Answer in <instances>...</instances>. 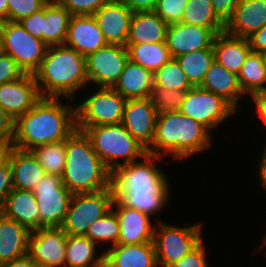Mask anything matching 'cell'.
I'll return each mask as SVG.
<instances>
[{
  "label": "cell",
  "instance_id": "21",
  "mask_svg": "<svg viewBox=\"0 0 266 267\" xmlns=\"http://www.w3.org/2000/svg\"><path fill=\"white\" fill-rule=\"evenodd\" d=\"M266 25V0H238L225 32L235 37L248 38Z\"/></svg>",
  "mask_w": 266,
  "mask_h": 267
},
{
  "label": "cell",
  "instance_id": "51",
  "mask_svg": "<svg viewBox=\"0 0 266 267\" xmlns=\"http://www.w3.org/2000/svg\"><path fill=\"white\" fill-rule=\"evenodd\" d=\"M0 267H39L38 264L27 254L19 259L12 260L0 265Z\"/></svg>",
  "mask_w": 266,
  "mask_h": 267
},
{
  "label": "cell",
  "instance_id": "20",
  "mask_svg": "<svg viewBox=\"0 0 266 267\" xmlns=\"http://www.w3.org/2000/svg\"><path fill=\"white\" fill-rule=\"evenodd\" d=\"M65 46L84 57L107 45L93 15L72 16L68 26Z\"/></svg>",
  "mask_w": 266,
  "mask_h": 267
},
{
  "label": "cell",
  "instance_id": "9",
  "mask_svg": "<svg viewBox=\"0 0 266 267\" xmlns=\"http://www.w3.org/2000/svg\"><path fill=\"white\" fill-rule=\"evenodd\" d=\"M111 187L97 192L73 194L61 228L69 235L84 236L90 225L112 209Z\"/></svg>",
  "mask_w": 266,
  "mask_h": 267
},
{
  "label": "cell",
  "instance_id": "58",
  "mask_svg": "<svg viewBox=\"0 0 266 267\" xmlns=\"http://www.w3.org/2000/svg\"><path fill=\"white\" fill-rule=\"evenodd\" d=\"M108 1H114V2H124V0H108Z\"/></svg>",
  "mask_w": 266,
  "mask_h": 267
},
{
  "label": "cell",
  "instance_id": "36",
  "mask_svg": "<svg viewBox=\"0 0 266 267\" xmlns=\"http://www.w3.org/2000/svg\"><path fill=\"white\" fill-rule=\"evenodd\" d=\"M30 151L47 174L63 176L66 164L65 140L36 146Z\"/></svg>",
  "mask_w": 266,
  "mask_h": 267
},
{
  "label": "cell",
  "instance_id": "39",
  "mask_svg": "<svg viewBox=\"0 0 266 267\" xmlns=\"http://www.w3.org/2000/svg\"><path fill=\"white\" fill-rule=\"evenodd\" d=\"M187 90H172L153 86L150 99L158 113L180 111Z\"/></svg>",
  "mask_w": 266,
  "mask_h": 267
},
{
  "label": "cell",
  "instance_id": "35",
  "mask_svg": "<svg viewBox=\"0 0 266 267\" xmlns=\"http://www.w3.org/2000/svg\"><path fill=\"white\" fill-rule=\"evenodd\" d=\"M192 86H200L206 72L215 61L213 46L176 57Z\"/></svg>",
  "mask_w": 266,
  "mask_h": 267
},
{
  "label": "cell",
  "instance_id": "12",
  "mask_svg": "<svg viewBox=\"0 0 266 267\" xmlns=\"http://www.w3.org/2000/svg\"><path fill=\"white\" fill-rule=\"evenodd\" d=\"M180 112L212 130L233 115L236 109L222 96L193 86L185 92Z\"/></svg>",
  "mask_w": 266,
  "mask_h": 267
},
{
  "label": "cell",
  "instance_id": "15",
  "mask_svg": "<svg viewBox=\"0 0 266 267\" xmlns=\"http://www.w3.org/2000/svg\"><path fill=\"white\" fill-rule=\"evenodd\" d=\"M158 111L150 98L127 99L122 124L146 149L151 147L156 131Z\"/></svg>",
  "mask_w": 266,
  "mask_h": 267
},
{
  "label": "cell",
  "instance_id": "57",
  "mask_svg": "<svg viewBox=\"0 0 266 267\" xmlns=\"http://www.w3.org/2000/svg\"><path fill=\"white\" fill-rule=\"evenodd\" d=\"M2 52L1 33H0V53Z\"/></svg>",
  "mask_w": 266,
  "mask_h": 267
},
{
  "label": "cell",
  "instance_id": "46",
  "mask_svg": "<svg viewBox=\"0 0 266 267\" xmlns=\"http://www.w3.org/2000/svg\"><path fill=\"white\" fill-rule=\"evenodd\" d=\"M203 241L170 267H208Z\"/></svg>",
  "mask_w": 266,
  "mask_h": 267
},
{
  "label": "cell",
  "instance_id": "5",
  "mask_svg": "<svg viewBox=\"0 0 266 267\" xmlns=\"http://www.w3.org/2000/svg\"><path fill=\"white\" fill-rule=\"evenodd\" d=\"M66 164L62 183L72 194L110 188L111 171L93 150L83 131L75 130L65 140Z\"/></svg>",
  "mask_w": 266,
  "mask_h": 267
},
{
  "label": "cell",
  "instance_id": "47",
  "mask_svg": "<svg viewBox=\"0 0 266 267\" xmlns=\"http://www.w3.org/2000/svg\"><path fill=\"white\" fill-rule=\"evenodd\" d=\"M15 121L0 107V151L12 147Z\"/></svg>",
  "mask_w": 266,
  "mask_h": 267
},
{
  "label": "cell",
  "instance_id": "37",
  "mask_svg": "<svg viewBox=\"0 0 266 267\" xmlns=\"http://www.w3.org/2000/svg\"><path fill=\"white\" fill-rule=\"evenodd\" d=\"M119 228L118 216L112 208L102 218L93 222L84 236L96 245L101 241H110L112 246H115L118 245Z\"/></svg>",
  "mask_w": 266,
  "mask_h": 267
},
{
  "label": "cell",
  "instance_id": "16",
  "mask_svg": "<svg viewBox=\"0 0 266 267\" xmlns=\"http://www.w3.org/2000/svg\"><path fill=\"white\" fill-rule=\"evenodd\" d=\"M41 98L33 74L25 73L17 80L0 85V107L14 121L28 112Z\"/></svg>",
  "mask_w": 266,
  "mask_h": 267
},
{
  "label": "cell",
  "instance_id": "4",
  "mask_svg": "<svg viewBox=\"0 0 266 267\" xmlns=\"http://www.w3.org/2000/svg\"><path fill=\"white\" fill-rule=\"evenodd\" d=\"M210 132L206 126L180 111L158 113L155 137L147 153L156 156L171 153L173 159L181 160L209 148Z\"/></svg>",
  "mask_w": 266,
  "mask_h": 267
},
{
  "label": "cell",
  "instance_id": "26",
  "mask_svg": "<svg viewBox=\"0 0 266 267\" xmlns=\"http://www.w3.org/2000/svg\"><path fill=\"white\" fill-rule=\"evenodd\" d=\"M30 233L0 212V265L28 254Z\"/></svg>",
  "mask_w": 266,
  "mask_h": 267
},
{
  "label": "cell",
  "instance_id": "3",
  "mask_svg": "<svg viewBox=\"0 0 266 267\" xmlns=\"http://www.w3.org/2000/svg\"><path fill=\"white\" fill-rule=\"evenodd\" d=\"M41 97L73 100L74 92L88 82L86 57L65 45L48 46L40 67L33 74Z\"/></svg>",
  "mask_w": 266,
  "mask_h": 267
},
{
  "label": "cell",
  "instance_id": "7",
  "mask_svg": "<svg viewBox=\"0 0 266 267\" xmlns=\"http://www.w3.org/2000/svg\"><path fill=\"white\" fill-rule=\"evenodd\" d=\"M2 52L9 54L24 73L34 74L45 57L46 43L29 34L18 22L0 21Z\"/></svg>",
  "mask_w": 266,
  "mask_h": 267
},
{
  "label": "cell",
  "instance_id": "23",
  "mask_svg": "<svg viewBox=\"0 0 266 267\" xmlns=\"http://www.w3.org/2000/svg\"><path fill=\"white\" fill-rule=\"evenodd\" d=\"M104 267H157L153 242L111 246L104 250Z\"/></svg>",
  "mask_w": 266,
  "mask_h": 267
},
{
  "label": "cell",
  "instance_id": "34",
  "mask_svg": "<svg viewBox=\"0 0 266 267\" xmlns=\"http://www.w3.org/2000/svg\"><path fill=\"white\" fill-rule=\"evenodd\" d=\"M181 22L208 28L215 35L225 30V24L214 13L211 0H188Z\"/></svg>",
  "mask_w": 266,
  "mask_h": 267
},
{
  "label": "cell",
  "instance_id": "42",
  "mask_svg": "<svg viewBox=\"0 0 266 267\" xmlns=\"http://www.w3.org/2000/svg\"><path fill=\"white\" fill-rule=\"evenodd\" d=\"M72 16L93 15L108 0H55Z\"/></svg>",
  "mask_w": 266,
  "mask_h": 267
},
{
  "label": "cell",
  "instance_id": "50",
  "mask_svg": "<svg viewBox=\"0 0 266 267\" xmlns=\"http://www.w3.org/2000/svg\"><path fill=\"white\" fill-rule=\"evenodd\" d=\"M159 0H124L132 12L153 11Z\"/></svg>",
  "mask_w": 266,
  "mask_h": 267
},
{
  "label": "cell",
  "instance_id": "53",
  "mask_svg": "<svg viewBox=\"0 0 266 267\" xmlns=\"http://www.w3.org/2000/svg\"><path fill=\"white\" fill-rule=\"evenodd\" d=\"M261 162L259 163V175L261 178V184L266 190V147L262 153Z\"/></svg>",
  "mask_w": 266,
  "mask_h": 267
},
{
  "label": "cell",
  "instance_id": "32",
  "mask_svg": "<svg viewBox=\"0 0 266 267\" xmlns=\"http://www.w3.org/2000/svg\"><path fill=\"white\" fill-rule=\"evenodd\" d=\"M240 87L245 94L251 97L266 92V69L263 56L251 51L238 73Z\"/></svg>",
  "mask_w": 266,
  "mask_h": 267
},
{
  "label": "cell",
  "instance_id": "40",
  "mask_svg": "<svg viewBox=\"0 0 266 267\" xmlns=\"http://www.w3.org/2000/svg\"><path fill=\"white\" fill-rule=\"evenodd\" d=\"M50 0H7L8 21L19 22L42 9Z\"/></svg>",
  "mask_w": 266,
  "mask_h": 267
},
{
  "label": "cell",
  "instance_id": "43",
  "mask_svg": "<svg viewBox=\"0 0 266 267\" xmlns=\"http://www.w3.org/2000/svg\"><path fill=\"white\" fill-rule=\"evenodd\" d=\"M24 74L17 62L9 54L0 53V85L17 80Z\"/></svg>",
  "mask_w": 266,
  "mask_h": 267
},
{
  "label": "cell",
  "instance_id": "11",
  "mask_svg": "<svg viewBox=\"0 0 266 267\" xmlns=\"http://www.w3.org/2000/svg\"><path fill=\"white\" fill-rule=\"evenodd\" d=\"M36 197L41 227H61L73 194L62 183V177L46 174L32 190Z\"/></svg>",
  "mask_w": 266,
  "mask_h": 267
},
{
  "label": "cell",
  "instance_id": "29",
  "mask_svg": "<svg viewBox=\"0 0 266 267\" xmlns=\"http://www.w3.org/2000/svg\"><path fill=\"white\" fill-rule=\"evenodd\" d=\"M200 87L222 96L236 110L240 97L245 95L240 87L238 75L226 70L214 61L205 74Z\"/></svg>",
  "mask_w": 266,
  "mask_h": 267
},
{
  "label": "cell",
  "instance_id": "52",
  "mask_svg": "<svg viewBox=\"0 0 266 267\" xmlns=\"http://www.w3.org/2000/svg\"><path fill=\"white\" fill-rule=\"evenodd\" d=\"M253 97V101L256 103L257 113L262 118L264 123H266V92L258 93Z\"/></svg>",
  "mask_w": 266,
  "mask_h": 267
},
{
  "label": "cell",
  "instance_id": "2",
  "mask_svg": "<svg viewBox=\"0 0 266 267\" xmlns=\"http://www.w3.org/2000/svg\"><path fill=\"white\" fill-rule=\"evenodd\" d=\"M59 98H41L14 123L12 146L30 151L36 146L66 140L76 130L75 107Z\"/></svg>",
  "mask_w": 266,
  "mask_h": 267
},
{
  "label": "cell",
  "instance_id": "17",
  "mask_svg": "<svg viewBox=\"0 0 266 267\" xmlns=\"http://www.w3.org/2000/svg\"><path fill=\"white\" fill-rule=\"evenodd\" d=\"M215 34L208 28L188 23L169 24L167 29L166 44L171 58L210 48Z\"/></svg>",
  "mask_w": 266,
  "mask_h": 267
},
{
  "label": "cell",
  "instance_id": "49",
  "mask_svg": "<svg viewBox=\"0 0 266 267\" xmlns=\"http://www.w3.org/2000/svg\"><path fill=\"white\" fill-rule=\"evenodd\" d=\"M248 40L253 52L260 54L266 52V25H264L260 30L254 32L250 37H248Z\"/></svg>",
  "mask_w": 266,
  "mask_h": 267
},
{
  "label": "cell",
  "instance_id": "25",
  "mask_svg": "<svg viewBox=\"0 0 266 267\" xmlns=\"http://www.w3.org/2000/svg\"><path fill=\"white\" fill-rule=\"evenodd\" d=\"M212 46L215 61L237 75L252 51L248 38L235 37L225 31L216 34Z\"/></svg>",
  "mask_w": 266,
  "mask_h": 267
},
{
  "label": "cell",
  "instance_id": "24",
  "mask_svg": "<svg viewBox=\"0 0 266 267\" xmlns=\"http://www.w3.org/2000/svg\"><path fill=\"white\" fill-rule=\"evenodd\" d=\"M0 212L26 227L30 232L40 228L39 210L32 191L14 188L6 196Z\"/></svg>",
  "mask_w": 266,
  "mask_h": 267
},
{
  "label": "cell",
  "instance_id": "54",
  "mask_svg": "<svg viewBox=\"0 0 266 267\" xmlns=\"http://www.w3.org/2000/svg\"><path fill=\"white\" fill-rule=\"evenodd\" d=\"M0 21H8V2L0 0Z\"/></svg>",
  "mask_w": 266,
  "mask_h": 267
},
{
  "label": "cell",
  "instance_id": "56",
  "mask_svg": "<svg viewBox=\"0 0 266 267\" xmlns=\"http://www.w3.org/2000/svg\"><path fill=\"white\" fill-rule=\"evenodd\" d=\"M265 235H266V234H265ZM263 245H264V246L266 245V236H265V238H264V240H263V242H262V244H261V246H260L259 248H262Z\"/></svg>",
  "mask_w": 266,
  "mask_h": 267
},
{
  "label": "cell",
  "instance_id": "31",
  "mask_svg": "<svg viewBox=\"0 0 266 267\" xmlns=\"http://www.w3.org/2000/svg\"><path fill=\"white\" fill-rule=\"evenodd\" d=\"M72 15L55 0L45 5L44 42L47 46L64 45Z\"/></svg>",
  "mask_w": 266,
  "mask_h": 267
},
{
  "label": "cell",
  "instance_id": "14",
  "mask_svg": "<svg viewBox=\"0 0 266 267\" xmlns=\"http://www.w3.org/2000/svg\"><path fill=\"white\" fill-rule=\"evenodd\" d=\"M66 239L61 227H41L30 233L28 255L39 267H65Z\"/></svg>",
  "mask_w": 266,
  "mask_h": 267
},
{
  "label": "cell",
  "instance_id": "30",
  "mask_svg": "<svg viewBox=\"0 0 266 267\" xmlns=\"http://www.w3.org/2000/svg\"><path fill=\"white\" fill-rule=\"evenodd\" d=\"M96 244L82 235L66 239L65 267H104V254L95 258Z\"/></svg>",
  "mask_w": 266,
  "mask_h": 267
},
{
  "label": "cell",
  "instance_id": "45",
  "mask_svg": "<svg viewBox=\"0 0 266 267\" xmlns=\"http://www.w3.org/2000/svg\"><path fill=\"white\" fill-rule=\"evenodd\" d=\"M12 170L9 160L0 152V208L13 190Z\"/></svg>",
  "mask_w": 266,
  "mask_h": 267
},
{
  "label": "cell",
  "instance_id": "33",
  "mask_svg": "<svg viewBox=\"0 0 266 267\" xmlns=\"http://www.w3.org/2000/svg\"><path fill=\"white\" fill-rule=\"evenodd\" d=\"M129 60L141 65L153 74L167 63L171 56L166 43L126 45Z\"/></svg>",
  "mask_w": 266,
  "mask_h": 267
},
{
  "label": "cell",
  "instance_id": "10",
  "mask_svg": "<svg viewBox=\"0 0 266 267\" xmlns=\"http://www.w3.org/2000/svg\"><path fill=\"white\" fill-rule=\"evenodd\" d=\"M157 223L159 228L155 227L153 243L158 266L170 267L202 241L201 224L178 228L161 221Z\"/></svg>",
  "mask_w": 266,
  "mask_h": 267
},
{
  "label": "cell",
  "instance_id": "27",
  "mask_svg": "<svg viewBox=\"0 0 266 267\" xmlns=\"http://www.w3.org/2000/svg\"><path fill=\"white\" fill-rule=\"evenodd\" d=\"M168 24L154 11L133 12L126 45L166 43Z\"/></svg>",
  "mask_w": 266,
  "mask_h": 267
},
{
  "label": "cell",
  "instance_id": "19",
  "mask_svg": "<svg viewBox=\"0 0 266 267\" xmlns=\"http://www.w3.org/2000/svg\"><path fill=\"white\" fill-rule=\"evenodd\" d=\"M116 205L119 219L118 244L130 245L153 242L155 227L151 224L149 215L136 209L125 207L118 200H113L112 206Z\"/></svg>",
  "mask_w": 266,
  "mask_h": 267
},
{
  "label": "cell",
  "instance_id": "1",
  "mask_svg": "<svg viewBox=\"0 0 266 267\" xmlns=\"http://www.w3.org/2000/svg\"><path fill=\"white\" fill-rule=\"evenodd\" d=\"M160 156L146 153L145 161L117 166L111 171L110 187L115 200L125 207L152 216L159 212L169 198V183L153 160Z\"/></svg>",
  "mask_w": 266,
  "mask_h": 267
},
{
  "label": "cell",
  "instance_id": "44",
  "mask_svg": "<svg viewBox=\"0 0 266 267\" xmlns=\"http://www.w3.org/2000/svg\"><path fill=\"white\" fill-rule=\"evenodd\" d=\"M45 6L31 14L30 16L23 18L18 23L29 32V34L35 38L44 41V21H45Z\"/></svg>",
  "mask_w": 266,
  "mask_h": 267
},
{
  "label": "cell",
  "instance_id": "8",
  "mask_svg": "<svg viewBox=\"0 0 266 267\" xmlns=\"http://www.w3.org/2000/svg\"><path fill=\"white\" fill-rule=\"evenodd\" d=\"M126 99L114 88L99 87L93 95L75 106L76 130L122 122Z\"/></svg>",
  "mask_w": 266,
  "mask_h": 267
},
{
  "label": "cell",
  "instance_id": "28",
  "mask_svg": "<svg viewBox=\"0 0 266 267\" xmlns=\"http://www.w3.org/2000/svg\"><path fill=\"white\" fill-rule=\"evenodd\" d=\"M153 86V73L128 60L113 88L127 100L150 98Z\"/></svg>",
  "mask_w": 266,
  "mask_h": 267
},
{
  "label": "cell",
  "instance_id": "38",
  "mask_svg": "<svg viewBox=\"0 0 266 267\" xmlns=\"http://www.w3.org/2000/svg\"><path fill=\"white\" fill-rule=\"evenodd\" d=\"M153 77L156 87L172 90H188L193 87L176 58H171L153 74Z\"/></svg>",
  "mask_w": 266,
  "mask_h": 267
},
{
  "label": "cell",
  "instance_id": "18",
  "mask_svg": "<svg viewBox=\"0 0 266 267\" xmlns=\"http://www.w3.org/2000/svg\"><path fill=\"white\" fill-rule=\"evenodd\" d=\"M132 10L124 2L108 1L93 16L107 44L126 46Z\"/></svg>",
  "mask_w": 266,
  "mask_h": 267
},
{
  "label": "cell",
  "instance_id": "48",
  "mask_svg": "<svg viewBox=\"0 0 266 267\" xmlns=\"http://www.w3.org/2000/svg\"><path fill=\"white\" fill-rule=\"evenodd\" d=\"M214 13L225 24L232 16L238 0H211Z\"/></svg>",
  "mask_w": 266,
  "mask_h": 267
},
{
  "label": "cell",
  "instance_id": "55",
  "mask_svg": "<svg viewBox=\"0 0 266 267\" xmlns=\"http://www.w3.org/2000/svg\"><path fill=\"white\" fill-rule=\"evenodd\" d=\"M262 56H263V61H264L265 69H266V52L262 53Z\"/></svg>",
  "mask_w": 266,
  "mask_h": 267
},
{
  "label": "cell",
  "instance_id": "22",
  "mask_svg": "<svg viewBox=\"0 0 266 267\" xmlns=\"http://www.w3.org/2000/svg\"><path fill=\"white\" fill-rule=\"evenodd\" d=\"M0 152L9 160L13 188L32 191L47 174L31 151L20 150L12 146Z\"/></svg>",
  "mask_w": 266,
  "mask_h": 267
},
{
  "label": "cell",
  "instance_id": "13",
  "mask_svg": "<svg viewBox=\"0 0 266 267\" xmlns=\"http://www.w3.org/2000/svg\"><path fill=\"white\" fill-rule=\"evenodd\" d=\"M129 60L126 46L107 44L86 56L88 82L99 87L113 88Z\"/></svg>",
  "mask_w": 266,
  "mask_h": 267
},
{
  "label": "cell",
  "instance_id": "41",
  "mask_svg": "<svg viewBox=\"0 0 266 267\" xmlns=\"http://www.w3.org/2000/svg\"><path fill=\"white\" fill-rule=\"evenodd\" d=\"M188 0H159L153 10L165 23L174 24L182 21Z\"/></svg>",
  "mask_w": 266,
  "mask_h": 267
},
{
  "label": "cell",
  "instance_id": "6",
  "mask_svg": "<svg viewBox=\"0 0 266 267\" xmlns=\"http://www.w3.org/2000/svg\"><path fill=\"white\" fill-rule=\"evenodd\" d=\"M83 132L90 139L93 150L110 171L121 165L118 158L122 157L124 165L138 160L137 157L143 158L147 153V149L122 123L87 127Z\"/></svg>",
  "mask_w": 266,
  "mask_h": 267
}]
</instances>
